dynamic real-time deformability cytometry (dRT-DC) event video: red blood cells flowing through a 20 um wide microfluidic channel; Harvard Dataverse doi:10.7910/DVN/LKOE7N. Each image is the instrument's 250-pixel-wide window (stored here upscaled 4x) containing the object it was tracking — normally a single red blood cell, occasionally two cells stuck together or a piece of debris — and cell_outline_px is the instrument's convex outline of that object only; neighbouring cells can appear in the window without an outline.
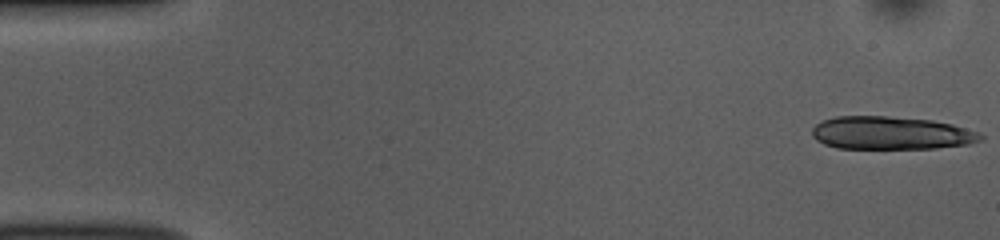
{"species": "common noctule bat (a hibernating species)", "species_latin": "Nyctalus noctula", "temperature_condition": "room temperature", "stored_images_in_passage": 52, "camera_frame_rate_fps": 3000, "um_per_image_px": 0.085, "animal": {"sex": "female", "body_mass_g": 10.0, "forearm_length_mm": 53.1}, "frame": {"image": 1, "passage_image": 1, "time_ms": 0.0, "image_size_px": [1000, 240], "cell_outline_px": [[984, 140], [968, 144], [936, 148], [836, 148], [824, 144], [816, 140], [812, 136], [812, 128], [816, 124], [824, 120], [836, 116], [888, 116], [932, 120], [952, 124], [980, 132], [984, 136]], "centroid_in_image_um": [75.76, 11.3], "position_along_channel_um": 9.2, "area_um2": 32.54}}
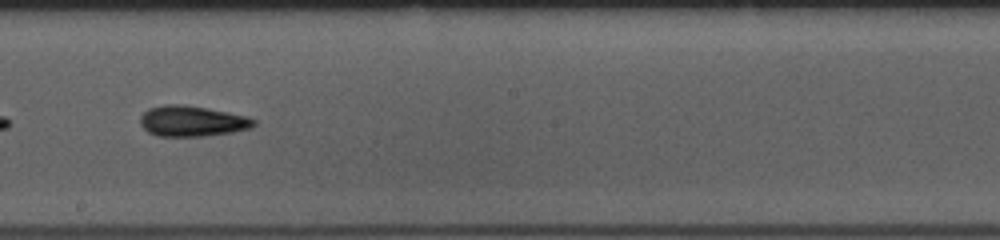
{"frame": {"image": 2, "passage_image": 29, "time_ms": 9.333, "image_size_px": [1000, 240], "cell_outline_px": [[256, 124], [252, 128], [232, 132], [204, 136], [156, 136], [148, 132], [140, 124], [140, 116], [148, 108], [164, 104], [180, 104], [208, 108], [248, 116], [256, 120]], "centroid_in_image_um": [16.33, 10.29], "position_along_channel_um": 231.9, "area_um2": 20.46}}
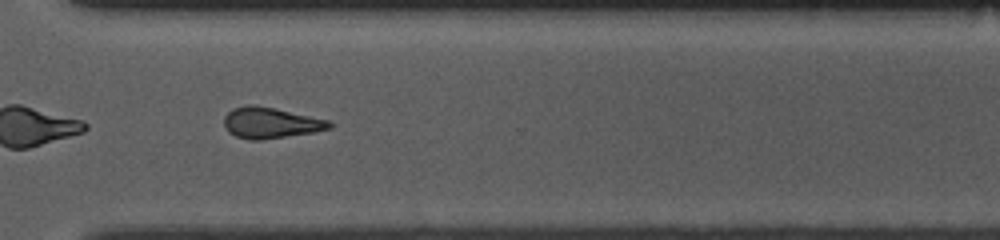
{"frame": {"image": 3, "passage_image": 38, "time_ms": 12.333, "image_size_px": [1000, 240], "cell_outline_px": [[332, 128], [312, 132], [260, 140], [248, 140], [236, 136], [228, 132], [224, 128], [224, 116], [232, 108], [248, 104], [252, 104], [276, 108], [328, 120], [332, 124]], "centroid_in_image_um": [22.95, 10.43], "position_along_channel_um": 347.7, "area_um2": 19.02}, "authors_computed_cell_mechanics": {"area_um2": 19.4497, "velocity_mm_per_s": 3.872, "shape_relaxation_time_tau1_ms": 5.59, "shape_relaxation_time_tau2_ms": 3.6043, "deformation_change_tau1": 0.1626, "deformation_change_tau2": 0.1412}}